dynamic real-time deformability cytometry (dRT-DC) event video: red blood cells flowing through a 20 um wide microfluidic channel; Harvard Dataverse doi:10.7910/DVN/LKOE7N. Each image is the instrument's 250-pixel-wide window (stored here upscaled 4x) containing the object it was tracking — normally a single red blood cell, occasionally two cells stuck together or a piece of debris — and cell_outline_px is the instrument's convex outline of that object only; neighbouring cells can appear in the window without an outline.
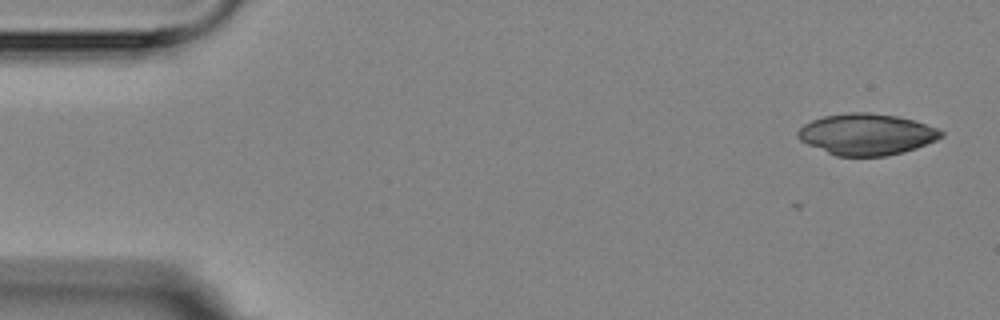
{"species": "Egyptian fruit bat (a non-hibernating species)", "species_latin": "Rousettus aegyptiacus", "temperature_condition": "room temperature", "stored_images_in_passage": 6, "camera_frame_rate_fps": 3000, "um_per_image_px": 0.085, "animal": {"sex": "female"}, "frame": {"image": 1, "passage_image": 1, "time_ms": 0.0, "image_size_px": [1000, 320], "cell_outline_px": [[944, 136], [936, 140], [916, 148], [884, 156], [836, 156], [808, 144], [800, 140], [796, 136], [796, 132], [804, 124], [812, 120], [824, 116], [848, 112], [868, 112], [896, 116], [912, 120], [940, 128], [944, 132]], "centroid_in_image_um": [73.66, 11.41], "position_along_channel_um": 11.3, "area_um2": 34.39}}